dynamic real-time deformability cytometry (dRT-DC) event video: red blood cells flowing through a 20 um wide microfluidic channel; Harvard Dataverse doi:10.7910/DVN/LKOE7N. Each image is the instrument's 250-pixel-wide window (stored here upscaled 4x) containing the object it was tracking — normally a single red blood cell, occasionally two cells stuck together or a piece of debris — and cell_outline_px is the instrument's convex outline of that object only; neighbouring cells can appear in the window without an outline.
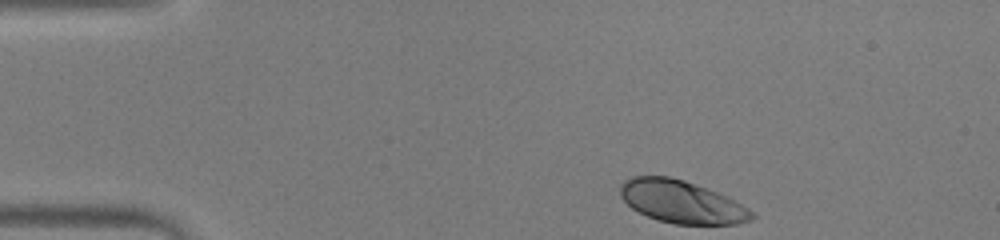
{"species": "human", "species_latin": "Homo sapiens", "temperature_condition": "warm", "stored_images_in_passage": 41, "camera_frame_rate_fps": 3000, "um_per_image_px": 0.085, "donor": {"sex": "male"}, "frame": {"image": 1, "passage_image": 1, "time_ms": 0.0, "image_size_px": [1000, 240], "cell_outline_px": [[756, 216], [752, 220], [736, 224], [676, 224], [656, 220], [632, 208], [620, 196], [620, 184], [624, 180], [632, 176], [668, 176], [684, 180], [728, 196], [748, 208]], "centroid_in_image_um": [57.94, 17.15], "position_along_channel_um": 27.1, "area_um2": 32.66}}
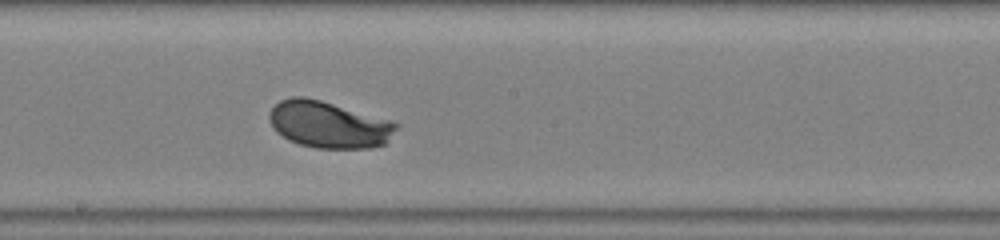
{"frame": {"image": 2, "passage_image": 20, "time_ms": 6.333, "image_size_px": [1000, 240], "cell_outline_px": [[400, 124], [388, 140], [384, 144], [372, 148], [316, 148], [300, 144], [288, 140], [276, 132], [272, 128], [268, 116], [272, 108], [280, 100], [292, 96], [304, 96], [320, 100], [392, 120]], "centroid_in_image_um": [27.93, 10.59], "position_along_channel_um": 220.3, "area_um2": 34.68}}
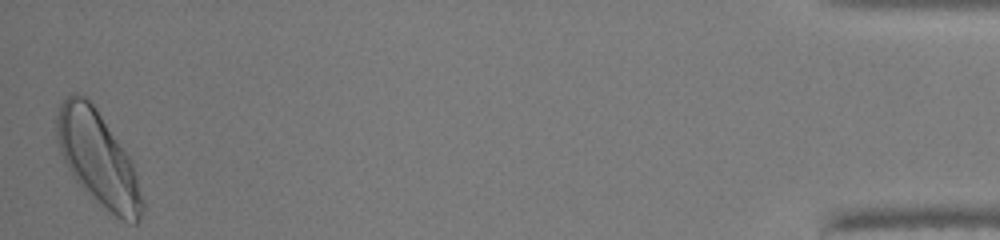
{"frame": {"image": 3, "passage_image": 41, "time_ms": 13.333, "image_size_px": [1000, 240], "cell_outline_px": [[144, 208], [140, 220], [136, 224], [132, 224], [116, 216], [88, 196], [72, 176], [60, 152], [56, 136], [56, 116], [60, 104], [72, 92], [76, 92], [84, 96], [96, 108], [128, 156], [132, 164], [144, 204]], "centroid_in_image_um": [8.3, 13.5], "position_along_channel_um": 426.9, "area_um2": 46.36}, "authors_computed_cell_mechanics": {"area_um2": 34.3332, "velocity_mm_per_s": 4.2265, "shape_relaxation_time_tau1_ms": 1.6169, "shape_relaxation_time_tau2_ms": null, "deformation_change_tau1": 0.145, "deformation_change_tau2": null}}